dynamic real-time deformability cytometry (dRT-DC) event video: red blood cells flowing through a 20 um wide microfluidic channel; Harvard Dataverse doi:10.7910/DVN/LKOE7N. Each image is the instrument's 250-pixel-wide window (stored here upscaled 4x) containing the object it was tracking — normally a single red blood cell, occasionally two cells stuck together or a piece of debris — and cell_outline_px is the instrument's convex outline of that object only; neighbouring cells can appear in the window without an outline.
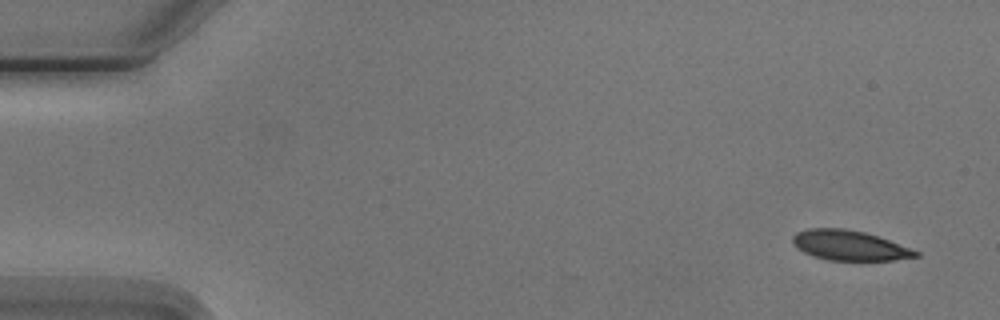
{"species": "Egyptian fruit bat (a non-hibernating species)", "species_latin": "Rousettus aegyptiacus", "temperature_condition": "cold", "stored_images_in_passage": 8, "camera_frame_rate_fps": 3000, "um_per_image_px": 0.085, "animal": {"sex": "male"}, "frame": {"image": 1, "passage_image": 1, "time_ms": 0.0, "image_size_px": [1000, 320], "cell_outline_px": [[920, 256], [896, 260], [828, 260], [812, 256], [796, 248], [792, 244], [792, 236], [796, 232], [808, 228], [844, 228], [864, 232], [888, 240], [920, 252]], "centroid_in_image_um": [72.15, 20.86], "position_along_channel_um": 12.8, "area_um2": 21.5}}
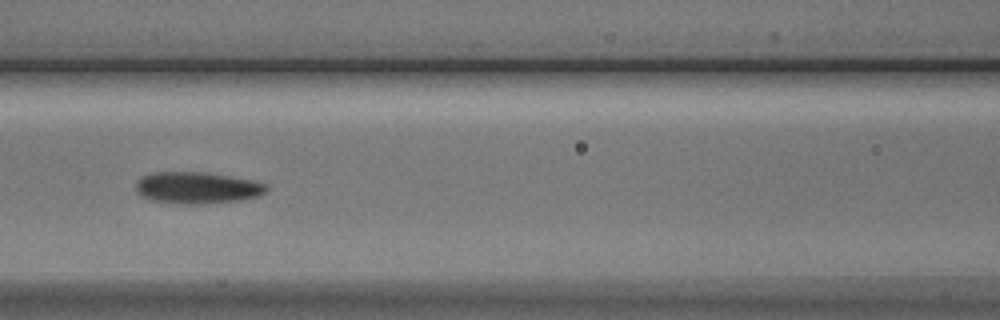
{"frame": {"image": 2, "passage_image": 7, "time_ms": 7.0, "image_size_px": [1000, 320], "cell_outline_px": [[268, 192], [260, 196], [240, 200], [204, 204], [180, 204], [152, 200], [140, 196], [136, 192], [136, 180], [140, 176], [152, 172], [200, 172], [228, 176], [268, 184]], "centroid_in_image_um": [16.72, 15.97], "position_along_channel_um": 149.9, "area_um2": 24.28}}
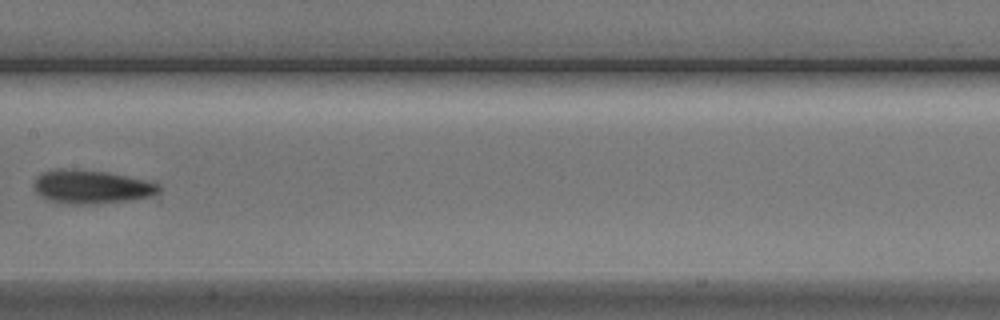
{"frame": {"image": 3, "passage_image": 8, "time_ms": 8.333, "image_size_px": [1000, 320], "cell_outline_px": [[160, 192], [148, 196], [132, 200], [92, 204], [60, 204], [48, 200], [40, 196], [36, 192], [32, 184], [36, 176], [40, 172], [56, 168], [72, 168], [104, 172], [144, 180], [160, 184]], "centroid_in_image_um": [7.67, 15.88], "position_along_channel_um": 199.7, "area_um2": 24.74}}